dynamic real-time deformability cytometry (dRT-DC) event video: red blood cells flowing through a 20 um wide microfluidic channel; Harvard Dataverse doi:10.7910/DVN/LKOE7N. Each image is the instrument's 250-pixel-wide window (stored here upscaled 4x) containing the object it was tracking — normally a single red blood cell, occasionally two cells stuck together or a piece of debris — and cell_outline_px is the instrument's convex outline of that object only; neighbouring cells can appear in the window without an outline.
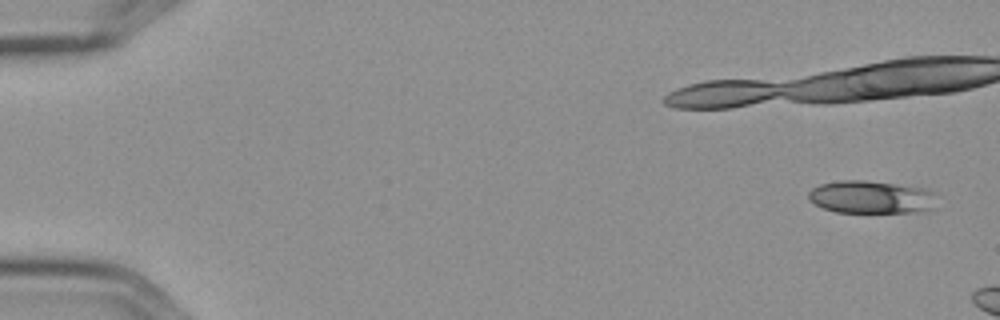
{"species": "Egyptian fruit bat (a non-hibernating species)", "species_latin": "Rousettus aegyptiacus", "temperature_condition": "cold", "stored_images_in_passage": 2, "camera_frame_rate_fps": 3000, "um_per_image_px": 0.085, "frame": {"image": 1, "passage_image": 1, "time_ms": 0.0, "image_size_px": [1000, 320], "cell_outline_px": [[936, 208], [928, 212], [836, 212], [824, 208], [808, 200], [808, 192], [812, 188], [820, 184], [840, 180], [864, 180], [928, 188], [936, 192]], "centroid_in_image_um": [74.14, 16.75], "position_along_channel_um": 10.9, "area_um2": 25.03}}